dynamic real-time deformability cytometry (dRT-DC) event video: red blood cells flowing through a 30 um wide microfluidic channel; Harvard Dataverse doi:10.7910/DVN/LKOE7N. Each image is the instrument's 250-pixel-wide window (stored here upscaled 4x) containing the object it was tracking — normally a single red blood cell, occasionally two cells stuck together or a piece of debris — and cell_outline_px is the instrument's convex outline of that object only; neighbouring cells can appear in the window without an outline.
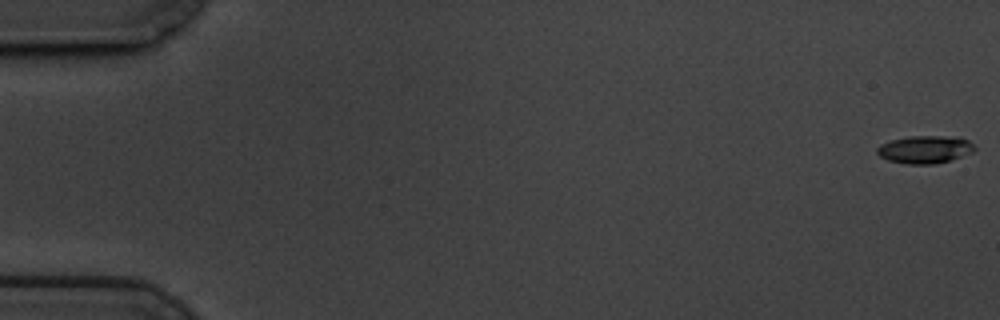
{"species": "common noctule bat (a hibernating species)", "species_latin": "Nyctalus noctula", "temperature_condition": "cold", "stored_images_in_passage": 56, "camera_frame_rate_fps": 3000, "um_per_image_px": 0.085, "animal": {"sex": "male", "body_mass_g": 19.5, "forearm_length_mm": 54.6}, "frame": {"image": 1, "passage_image": 1, "time_ms": 0.0, "image_size_px": [1000, 320], "cell_outline_px": [[976, 148], [972, 152], [952, 160], [936, 164], [908, 164], [888, 160], [880, 156], [876, 152], [876, 148], [880, 144], [892, 140], [908, 136], [960, 136], [968, 140]], "centroid_in_image_um": [78.63, 12.7], "position_along_channel_um": 6.4, "area_um2": 15.9}}
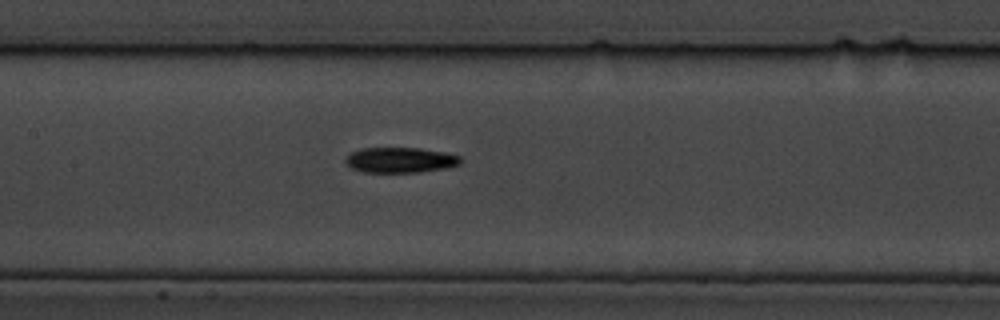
{"frame": {"image": 2, "passage_image": 29, "time_ms": 9.333, "image_size_px": [1000, 320], "cell_outline_px": [[460, 164], [444, 168], [420, 172], [364, 172], [352, 168], [344, 160], [352, 152], [360, 148], [420, 148], [444, 152], [460, 156]], "centroid_in_image_um": [34.02, 13.6], "position_along_channel_um": 173.4, "area_um2": 16.82}}
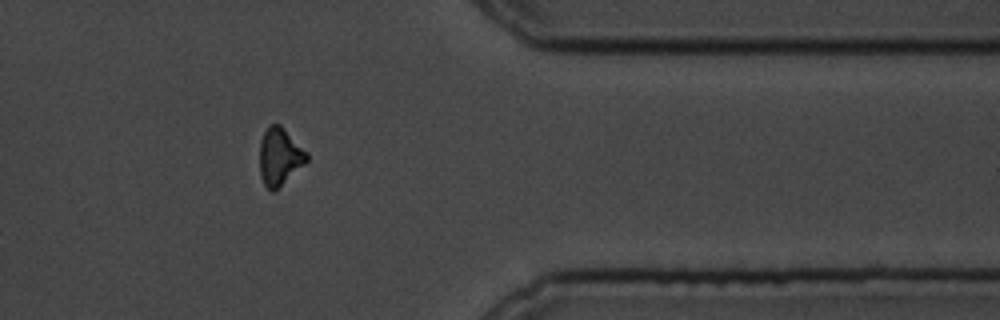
{"frame": {"image": 3, "passage_image": 49, "time_ms": 16.0, "image_size_px": [1000, 320], "cell_outline_px": [[308, 160], [304, 164], [272, 192], [264, 184], [260, 176], [260, 140], [268, 124], [280, 124], [308, 152]], "centroid_in_image_um": [23.76, 13.27], "position_along_channel_um": 387.6, "area_um2": 15.61}}